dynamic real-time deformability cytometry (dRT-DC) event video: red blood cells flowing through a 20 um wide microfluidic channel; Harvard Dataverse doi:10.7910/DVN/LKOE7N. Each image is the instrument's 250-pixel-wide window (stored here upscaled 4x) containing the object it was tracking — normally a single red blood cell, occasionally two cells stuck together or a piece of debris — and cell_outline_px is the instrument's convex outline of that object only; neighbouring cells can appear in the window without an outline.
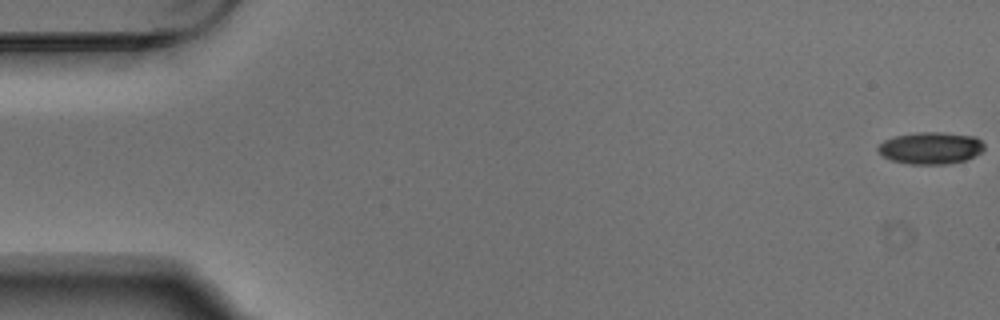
{"species": "Egyptian fruit bat (a non-hibernating species)", "species_latin": "Rousettus aegyptiacus", "temperature_condition": "warm", "stored_images_in_passage": 7, "camera_frame_rate_fps": 3000, "um_per_image_px": 0.085, "animal": {"sex": "male"}, "frame": {"image": 1, "passage_image": 1, "time_ms": 0.0, "image_size_px": [1000, 320], "cell_outline_px": [[984, 148], [980, 152], [964, 160], [948, 164], [908, 164], [892, 160], [884, 156], [876, 148], [884, 140], [896, 136], [916, 132], [944, 132], [976, 136], [984, 144]], "centroid_in_image_um": [79.11, 12.57], "position_along_channel_um": 5.9, "area_um2": 19.71}}
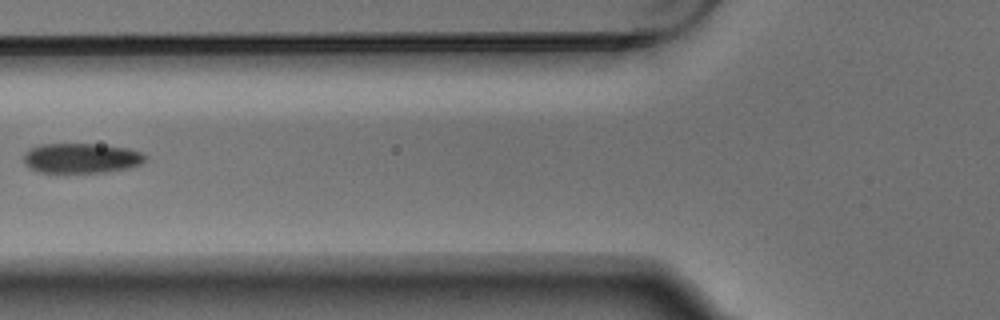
{"frame": {"image": 2, "passage_image": 6, "time_ms": 1.667, "image_size_px": [1000, 320], "cell_outline_px": [[148, 156], [140, 164], [128, 168], [108, 172], [40, 172], [24, 164], [24, 156], [32, 148], [40, 144], [96, 144], [128, 148], [140, 152]], "centroid_in_image_um": [6.94, 13.44], "position_along_channel_um": 118.9, "area_um2": 20.98}}
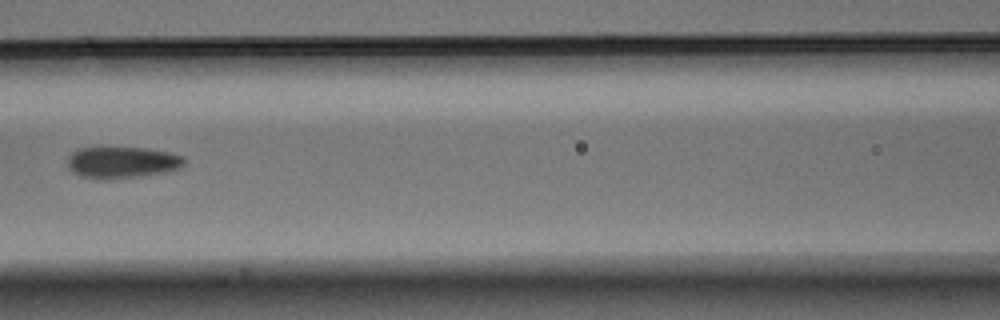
{"frame": {"image": 3, "passage_image": 7, "time_ms": 2.0, "image_size_px": [1000, 320], "cell_outline_px": [[184, 164], [180, 168], [164, 172], [140, 176], [108, 180], [100, 180], [84, 176], [72, 172], [68, 168], [68, 156], [76, 148], [148, 148], [172, 152], [184, 156]], "centroid_in_image_um": [10.38, 13.8], "position_along_channel_um": 156.2, "area_um2": 21.62}}